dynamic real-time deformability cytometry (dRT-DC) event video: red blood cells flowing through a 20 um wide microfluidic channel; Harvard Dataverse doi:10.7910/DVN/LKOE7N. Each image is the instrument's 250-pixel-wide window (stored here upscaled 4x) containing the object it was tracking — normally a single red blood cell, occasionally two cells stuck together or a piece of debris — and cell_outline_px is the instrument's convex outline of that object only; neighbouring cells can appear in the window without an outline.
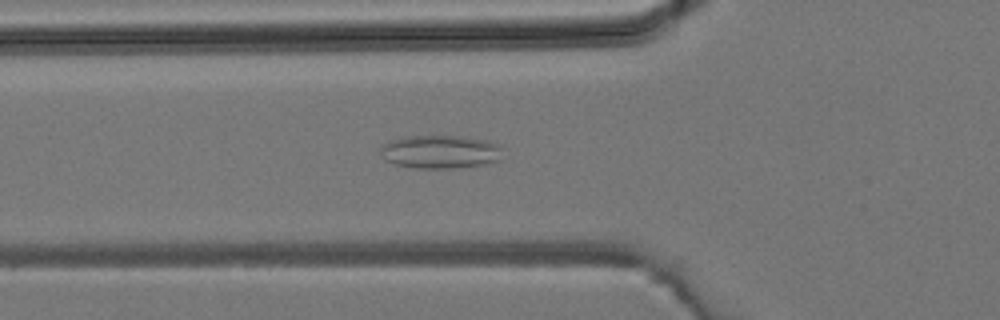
{"species": "common noctule bat (a hibernating species)", "species_latin": "Nyctalus noctula", "temperature_condition": "room temperature", "stored_images_in_passage": 43, "camera_frame_rate_fps": 3000, "um_per_image_px": 0.085, "animal": {"sex": "male", "body_mass_g": 19.2, "forearm_length_mm": 51.8}, "frame": {"image": 1, "passage_image": 15, "time_ms": 4.667, "image_size_px": [1000, 320], "cell_outline_px": [[500, 160], [484, 164], [452, 168], [416, 168], [396, 164], [384, 160], [380, 152], [380, 148], [384, 144], [392, 140], [408, 136], [460, 136], [488, 140], [500, 144]], "centroid_in_image_um": [37.42, 12.9], "position_along_channel_um": 88.4, "area_um2": 23.64}}
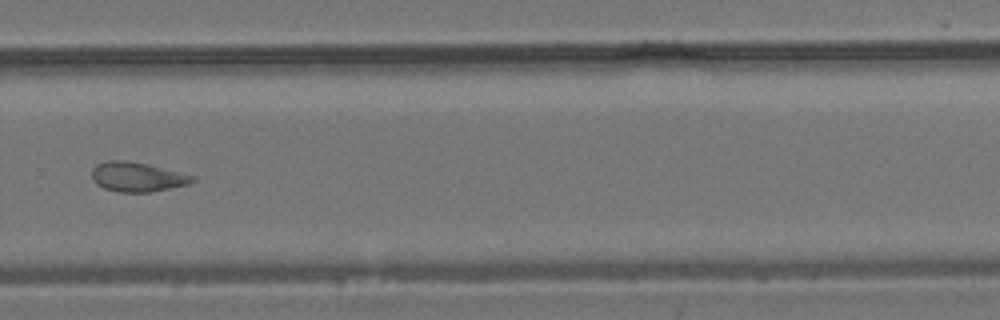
{"frame": {"image": 2, "passage_image": 29, "time_ms": 9.333, "image_size_px": [1000, 320], "cell_outline_px": [[196, 180], [188, 184], [148, 192], [120, 192], [104, 188], [96, 184], [92, 180], [92, 168], [96, 164], [104, 160], [128, 160], [148, 164], [196, 176]], "centroid_in_image_um": [11.63, 15.02], "position_along_channel_um": 318.2, "area_um2": 17.4}}
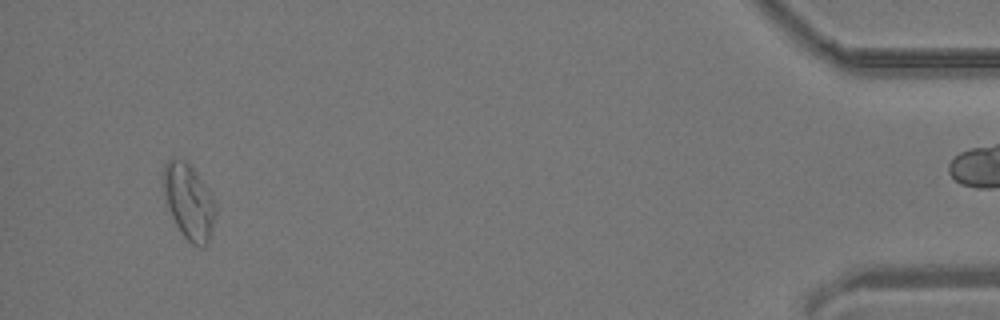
{"frame": {"image": 3, "passage_image": 40, "time_ms": 13.0, "image_size_px": [1000, 320], "cell_outline_px": [[216, 212], [208, 244], [192, 244], [180, 232], [164, 204], [164, 164], [168, 160], [184, 160], [196, 172], [208, 188], [216, 208]], "centroid_in_image_um": [16.03, 17.15], "position_along_channel_um": 419.2, "area_um2": 22.6}}